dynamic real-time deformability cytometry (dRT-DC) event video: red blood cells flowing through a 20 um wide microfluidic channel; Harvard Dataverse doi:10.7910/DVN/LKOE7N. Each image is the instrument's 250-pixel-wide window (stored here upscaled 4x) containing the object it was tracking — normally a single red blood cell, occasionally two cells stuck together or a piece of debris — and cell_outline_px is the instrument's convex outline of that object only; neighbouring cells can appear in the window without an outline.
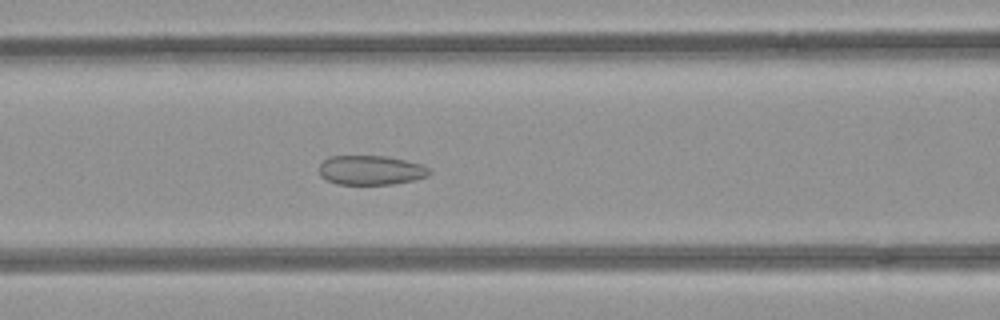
{"species": "common noctule bat (a hibernating species)", "species_latin": "Nyctalus noctula", "temperature_condition": "room temperature", "stored_images_in_passage": 34, "camera_frame_rate_fps": 3000, "um_per_image_px": 0.085, "animal": {"sex": "female", "body_mass_g": 21.9}, "frame": {"image": 1, "passage_image": 13, "time_ms": 4.0, "image_size_px": [1000, 320], "cell_outline_px": [[432, 172], [428, 176], [412, 180], [392, 184], [336, 184], [320, 176], [320, 164], [328, 156], [384, 156], [404, 160], [420, 164], [428, 168]], "centroid_in_image_um": [31.5, 14.46], "position_along_channel_um": 135.1, "area_um2": 18.73}}
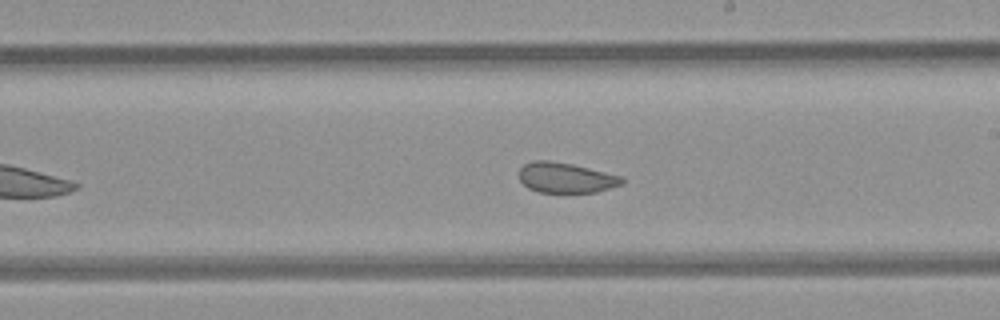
{"frame": {"image": 2, "passage_image": 21, "time_ms": 6.667, "image_size_px": [1000, 320], "cell_outline_px": [[624, 184], [596, 192], [540, 192], [528, 188], [520, 180], [520, 168], [524, 164], [532, 160], [548, 160], [572, 164], [624, 176]], "centroid_in_image_um": [48.13, 15.1], "position_along_channel_um": 240.9, "area_um2": 18.21}}
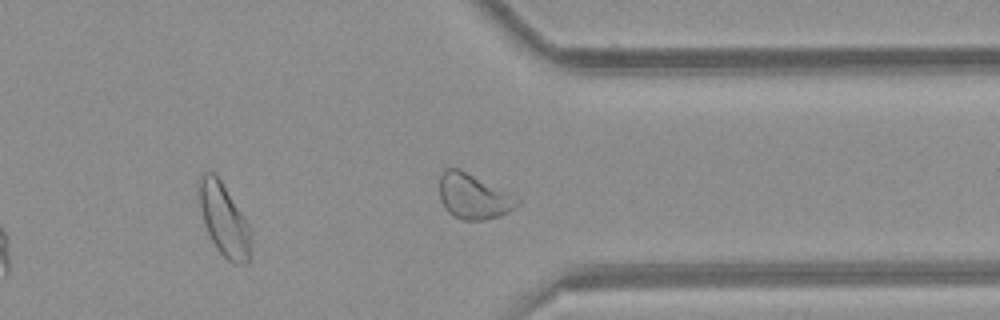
{"frame": {"image": 3, "passage_image": 31, "time_ms": 10.0, "image_size_px": [1000, 320], "cell_outline_px": [[248, 264], [232, 264], [216, 248], [208, 232], [204, 220], [196, 192], [200, 176], [204, 172], [212, 172], [220, 180], [248, 224]], "centroid_in_image_um": [18.97, 18.65], "position_along_channel_um": 392.4, "area_um2": 21.1}, "authors_computed_cell_mechanics": {"area_um2": 19.5075, "velocity_mm_per_s": 3.9687, "shape_relaxation_time_tau1_ms": null, "shape_relaxation_time_tau2_ms": 1.0628, "deformation_change_tau1": null, "deformation_change_tau2": 0.0575}}